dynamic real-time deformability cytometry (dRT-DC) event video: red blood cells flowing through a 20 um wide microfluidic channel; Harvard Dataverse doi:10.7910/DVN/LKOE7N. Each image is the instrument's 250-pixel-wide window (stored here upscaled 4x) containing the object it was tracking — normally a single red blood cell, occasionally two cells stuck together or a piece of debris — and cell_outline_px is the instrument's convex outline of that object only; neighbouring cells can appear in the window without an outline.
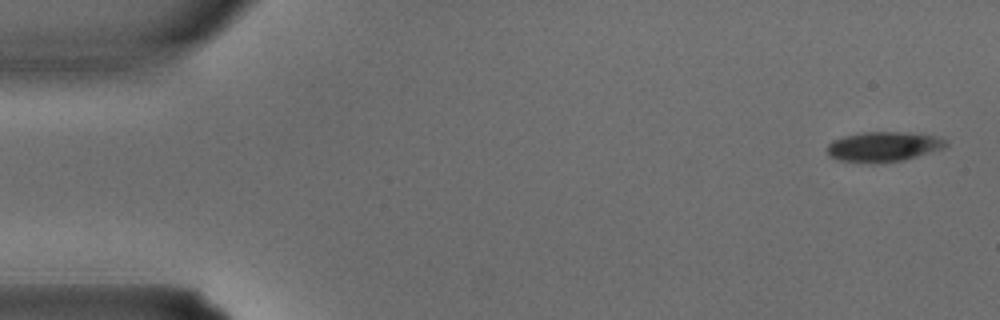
{"species": "common noctule bat (a hibernating species)", "species_latin": "Nyctalus noctula", "temperature_condition": "warm", "stored_images_in_passage": 3, "camera_frame_rate_fps": 3000, "um_per_image_px": 0.085, "animal": {"sex": "male", "body_mass_g": 15.6}, "frame": {"image": 1, "passage_image": 1, "time_ms": 0.0, "image_size_px": [1000, 320], "cell_outline_px": [[948, 144], [944, 148], [904, 160], [876, 164], [872, 164], [836, 160], [828, 156], [828, 144], [832, 140], [844, 136], [864, 132], [900, 132], [936, 136], [948, 140]], "centroid_in_image_um": [75.07, 12.49], "position_along_channel_um": 9.9, "area_um2": 20.92}}
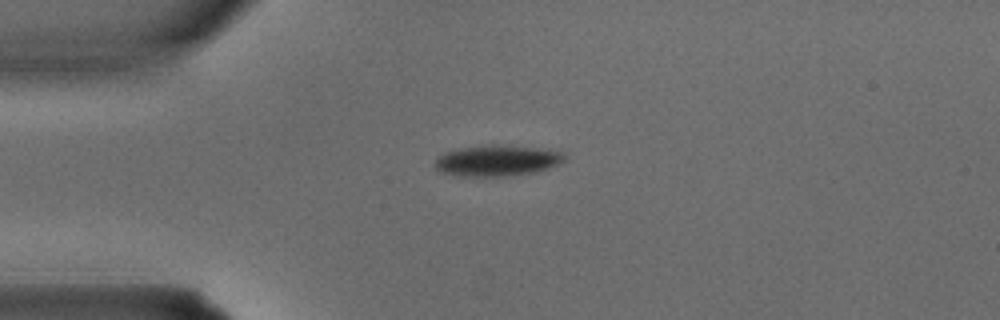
{"frame": {"image": 2, "passage_image": 3, "time_ms": 0.667, "image_size_px": [1000, 320], "cell_outline_px": [[564, 160], [560, 164], [536, 172], [512, 176], [452, 176], [440, 172], [432, 164], [444, 152], [460, 148], [492, 144], [500, 144], [536, 148], [564, 152]], "centroid_in_image_um": [42.22, 13.66], "position_along_channel_um": 42.8, "area_um2": 23.64}}